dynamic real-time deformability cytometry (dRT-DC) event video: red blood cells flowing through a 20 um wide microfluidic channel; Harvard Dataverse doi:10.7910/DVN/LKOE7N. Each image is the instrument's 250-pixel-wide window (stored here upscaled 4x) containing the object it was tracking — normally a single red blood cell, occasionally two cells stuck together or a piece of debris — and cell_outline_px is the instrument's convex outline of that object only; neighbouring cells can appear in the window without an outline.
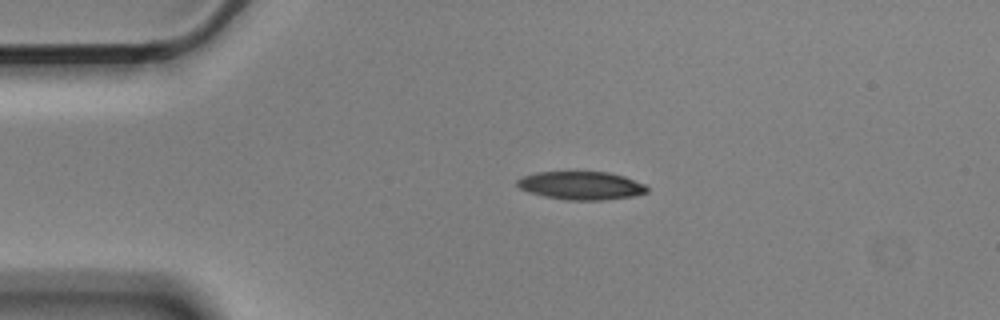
{"species": "Egyptian fruit bat (a non-hibernating species)", "species_latin": "Rousettus aegyptiacus", "temperature_condition": "cold", "stored_images_in_passage": 2, "camera_frame_rate_fps": 3000, "um_per_image_px": 0.085, "animal": {"sex": "male"}, "frame": {"image": 1, "passage_image": 1, "time_ms": 0.0, "image_size_px": [1000, 320], "cell_outline_px": [[648, 192], [632, 196], [604, 200], [568, 200], [544, 196], [528, 192], [520, 188], [516, 184], [516, 180], [524, 176], [536, 172], [608, 172], [624, 176], [644, 184], [648, 188]], "centroid_in_image_um": [49.39, 15.77], "position_along_channel_um": 35.6, "area_um2": 21.27}}